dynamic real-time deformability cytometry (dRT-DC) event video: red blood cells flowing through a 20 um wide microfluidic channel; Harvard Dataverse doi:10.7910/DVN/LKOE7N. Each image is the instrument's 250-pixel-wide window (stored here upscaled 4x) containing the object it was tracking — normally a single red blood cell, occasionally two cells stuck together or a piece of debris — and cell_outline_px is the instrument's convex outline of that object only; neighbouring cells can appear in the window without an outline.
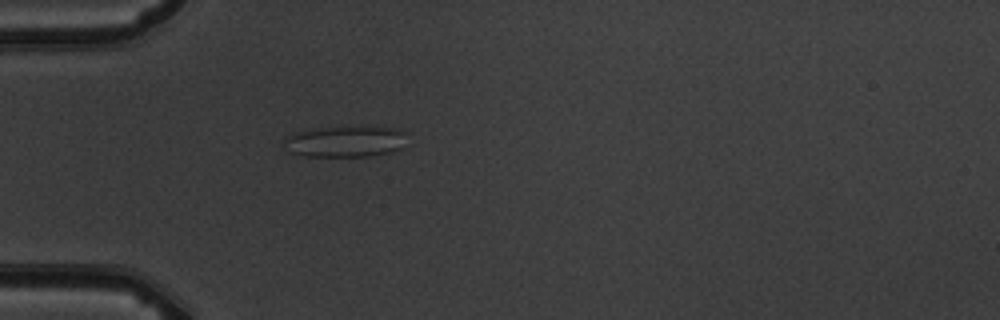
{"species": "common noctule bat (a hibernating species)", "species_latin": "Nyctalus noctula", "temperature_condition": "warm", "stored_images_in_passage": 1, "camera_frame_rate_fps": 3000, "um_per_image_px": 0.085, "animal": {"sex": "male", "body_mass_g": 19.5, "forearm_length_mm": 54.6}, "frame": {"image": 1, "passage_image": 1, "time_ms": 0.0, "image_size_px": [1000, 320], "cell_outline_px": [[404, 132], [400, 148], [392, 152], [368, 156], [300, 156], [288, 152], [284, 140], [284, 136], [296, 132], [316, 128], [396, 128]], "centroid_in_image_um": [29.24, 12.05], "position_along_channel_um": 55.8, "area_um2": 21.73}}